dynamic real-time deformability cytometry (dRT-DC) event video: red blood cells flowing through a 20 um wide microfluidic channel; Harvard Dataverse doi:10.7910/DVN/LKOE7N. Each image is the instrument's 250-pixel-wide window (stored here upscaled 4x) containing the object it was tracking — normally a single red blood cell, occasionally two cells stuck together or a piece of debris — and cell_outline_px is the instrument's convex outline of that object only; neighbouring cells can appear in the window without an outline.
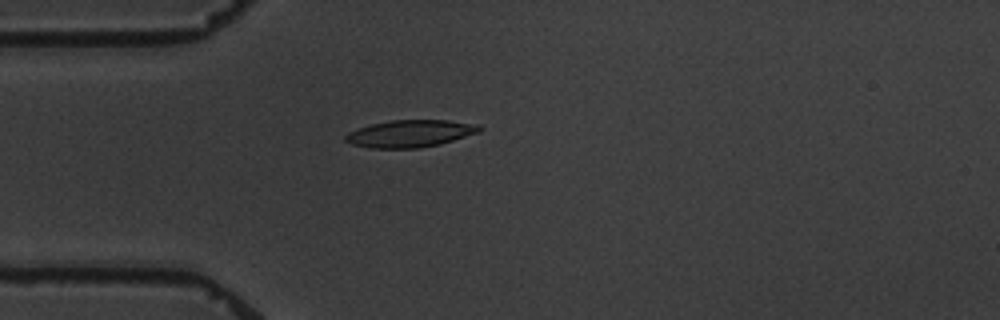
{"species": "common noctule bat (a hibernating species)", "species_latin": "Nyctalus noctula", "temperature_condition": "warm", "stored_images_in_passage": 2, "camera_frame_rate_fps": 3000, "um_per_image_px": 0.085, "animal": {"sex": "male", "body_mass_g": 19.5, "forearm_length_mm": 54.6}, "frame": {"image": 1, "passage_image": 2, "time_ms": 5.0, "image_size_px": [1000, 320], "cell_outline_px": [[484, 128], [480, 132], [440, 144], [420, 148], [372, 148], [352, 144], [344, 140], [344, 136], [348, 132], [356, 128], [372, 124], [392, 120], [448, 120], [480, 124]], "centroid_in_image_um": [34.89, 11.35], "position_along_channel_um": 50.1, "area_um2": 21.39}}